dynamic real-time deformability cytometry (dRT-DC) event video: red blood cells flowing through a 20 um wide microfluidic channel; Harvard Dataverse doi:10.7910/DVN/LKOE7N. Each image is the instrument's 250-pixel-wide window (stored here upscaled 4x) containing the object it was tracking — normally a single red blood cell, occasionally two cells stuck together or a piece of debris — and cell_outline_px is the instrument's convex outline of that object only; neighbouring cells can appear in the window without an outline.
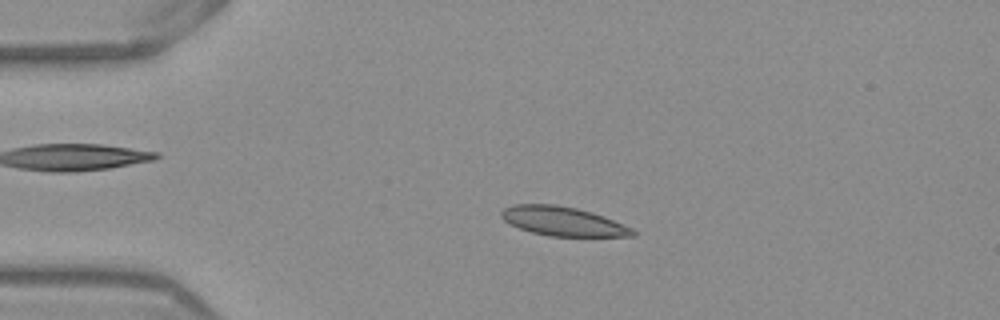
{"species": "Egyptian fruit bat (a non-hibernating species)", "species_latin": "Rousettus aegyptiacus", "temperature_condition": "warm", "stored_images_in_passage": 52, "camera_frame_rate_fps": 3000, "um_per_image_px": 0.085, "frame": {"image": 1, "passage_image": 11, "time_ms": 3.333, "image_size_px": [1000, 320], "cell_outline_px": [[636, 236], [548, 236], [532, 232], [508, 224], [500, 216], [500, 212], [504, 208], [512, 204], [556, 204], [576, 208], [592, 212], [604, 216], [632, 228], [636, 232]], "centroid_in_image_um": [47.82, 18.8], "position_along_channel_um": 37.2, "area_um2": 22.37}}
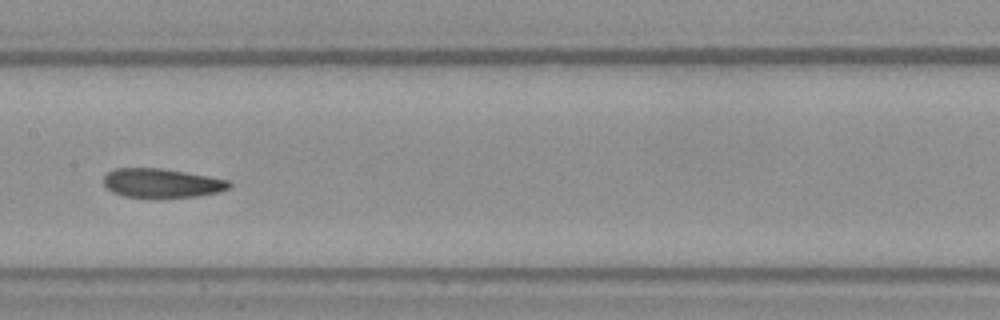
{"frame": {"image": 2, "passage_image": 26, "time_ms": 8.333, "image_size_px": [1000, 320], "cell_outline_px": [[232, 184], [228, 188], [220, 192], [196, 196], [124, 196], [112, 192], [104, 184], [104, 176], [108, 172], [116, 168], [160, 168], [208, 176], [228, 180]], "centroid_in_image_um": [13.75, 15.54], "position_along_channel_um": 193.7, "area_um2": 20.75}}
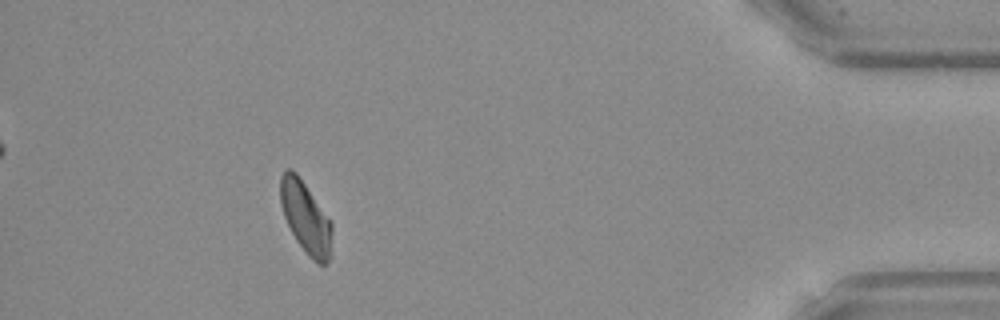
{"frame": {"image": 3, "passage_image": 47, "time_ms": 15.333, "image_size_px": [1000, 320], "cell_outline_px": [[332, 228], [328, 260], [324, 264], [316, 264], [308, 256], [296, 240], [284, 216], [280, 204], [280, 176], [288, 168], [292, 168], [296, 172], [332, 224]], "centroid_in_image_um": [25.94, 18.48], "position_along_channel_um": 409.3, "area_um2": 21.04}, "authors_computed_cell_mechanics": {"area_um2": 22.0218, "velocity_mm_per_s": 3.8688, "shape_relaxation_time_tau1_ms": null, "shape_relaxation_time_tau2_ms": 5.6124, "deformation_change_tau1": null, "deformation_change_tau2": 0.1087}}